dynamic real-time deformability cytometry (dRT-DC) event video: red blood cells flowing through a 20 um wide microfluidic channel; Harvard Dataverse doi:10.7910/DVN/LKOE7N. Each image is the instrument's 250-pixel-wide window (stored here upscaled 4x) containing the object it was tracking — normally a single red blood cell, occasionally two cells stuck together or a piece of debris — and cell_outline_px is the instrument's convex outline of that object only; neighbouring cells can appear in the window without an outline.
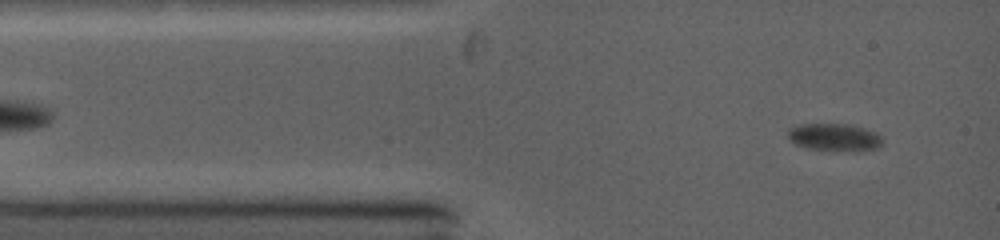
{"species": "common noctule bat (a hibernating species)", "species_latin": "Nyctalus noctula", "temperature_condition": "warm", "stored_images_in_passage": 14, "camera_frame_rate_fps": 5000, "um_per_image_px": 0.085, "animal": {"sex": "female", "body_mass_g": 19.0, "forearm_length_mm": 53.3}, "frame": {"image": 1, "passage_image": 5, "time_ms": 0.6, "image_size_px": [1000, 240], "cell_outline_px": [[880, 144], [876, 148], [808, 148], [796, 144], [788, 140], [788, 128], [796, 124], [848, 124], [864, 128], [876, 132], [880, 136]], "centroid_in_image_um": [70.8, 11.59], "position_along_channel_um": 14.2, "area_um2": 14.22}}